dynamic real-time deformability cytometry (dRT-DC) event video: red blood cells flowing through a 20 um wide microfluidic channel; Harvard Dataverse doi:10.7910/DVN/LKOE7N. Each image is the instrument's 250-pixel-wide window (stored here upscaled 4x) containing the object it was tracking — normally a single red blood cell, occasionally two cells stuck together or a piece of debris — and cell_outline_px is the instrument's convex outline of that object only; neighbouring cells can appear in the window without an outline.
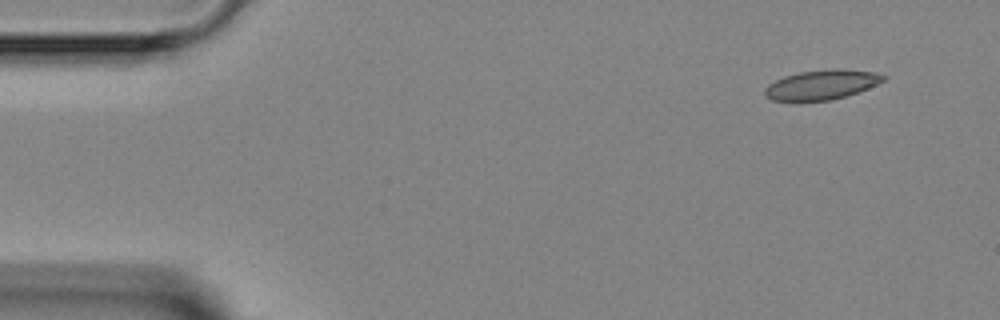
{"species": "Egyptian fruit bat (a non-hibernating species)", "species_latin": "Rousettus aegyptiacus", "temperature_condition": "room temperature", "stored_images_in_passage": 3, "camera_frame_rate_fps": 3000, "um_per_image_px": 0.085, "animal": {"sex": "female"}, "frame": {"image": 1, "passage_image": 1, "time_ms": 0.0, "image_size_px": [1000, 320], "cell_outline_px": [[888, 76], [884, 80], [868, 88], [832, 100], [772, 100], [764, 96], [764, 88], [768, 84], [784, 76], [800, 72], [828, 68], [844, 68], [876, 72]], "centroid_in_image_um": [69.85, 7.17], "position_along_channel_um": 15.1, "area_um2": 20.52}}